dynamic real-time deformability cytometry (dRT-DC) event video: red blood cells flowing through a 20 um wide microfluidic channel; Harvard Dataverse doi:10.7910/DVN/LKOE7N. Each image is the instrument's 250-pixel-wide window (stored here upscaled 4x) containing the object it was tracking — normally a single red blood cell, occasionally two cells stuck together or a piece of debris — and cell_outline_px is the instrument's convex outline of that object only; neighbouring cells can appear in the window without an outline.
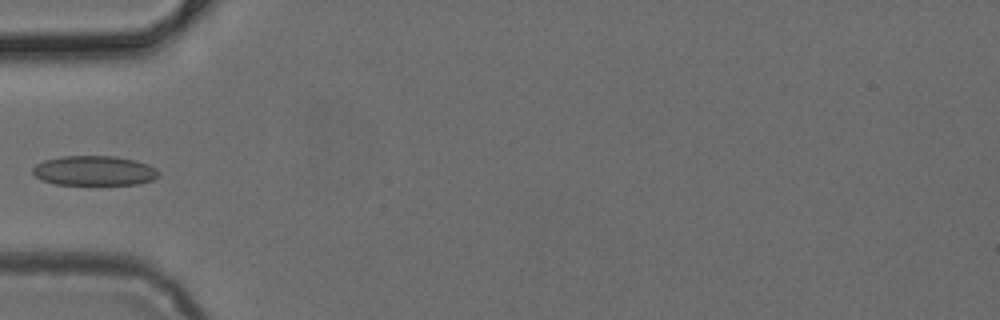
{"species": "common noctule bat (a hibernating species)", "species_latin": "Nyctalus noctula", "temperature_condition": "cold", "stored_images_in_passage": 4, "camera_frame_rate_fps": 3000, "um_per_image_px": 0.085, "animal": {"sex": "female", "body_mass_g": 24.6, "forearm_length_mm": 56.2}, "frame": {"image": 1, "passage_image": 4, "time_ms": 1.0, "image_size_px": [1000, 320], "cell_outline_px": [[160, 176], [152, 180], [140, 184], [56, 184], [44, 180], [36, 176], [32, 172], [32, 168], [36, 164], [44, 160], [60, 156], [116, 156], [136, 160], [148, 164], [156, 168], [160, 172]], "centroid_in_image_um": [8.05, 14.5], "position_along_channel_um": 76.9, "area_um2": 21.91}}